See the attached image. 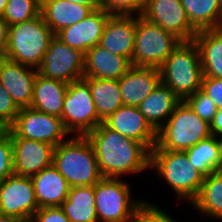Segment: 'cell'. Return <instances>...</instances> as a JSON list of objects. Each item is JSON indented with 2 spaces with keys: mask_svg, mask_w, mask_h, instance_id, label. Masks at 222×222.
<instances>
[{
  "mask_svg": "<svg viewBox=\"0 0 222 222\" xmlns=\"http://www.w3.org/2000/svg\"><path fill=\"white\" fill-rule=\"evenodd\" d=\"M133 222H178L170 216V213L161 210L154 203L145 201L139 204Z\"/></svg>",
  "mask_w": 222,
  "mask_h": 222,
  "instance_id": "836d02e7",
  "label": "cell"
},
{
  "mask_svg": "<svg viewBox=\"0 0 222 222\" xmlns=\"http://www.w3.org/2000/svg\"><path fill=\"white\" fill-rule=\"evenodd\" d=\"M103 123L124 137L144 144L150 151L156 145L157 132L140 113L138 107H119Z\"/></svg>",
  "mask_w": 222,
  "mask_h": 222,
  "instance_id": "2e32d148",
  "label": "cell"
},
{
  "mask_svg": "<svg viewBox=\"0 0 222 222\" xmlns=\"http://www.w3.org/2000/svg\"><path fill=\"white\" fill-rule=\"evenodd\" d=\"M102 177L121 178L150 170V150L142 143L108 128L103 122L88 132Z\"/></svg>",
  "mask_w": 222,
  "mask_h": 222,
  "instance_id": "6da1fadb",
  "label": "cell"
},
{
  "mask_svg": "<svg viewBox=\"0 0 222 222\" xmlns=\"http://www.w3.org/2000/svg\"><path fill=\"white\" fill-rule=\"evenodd\" d=\"M201 90L214 102L217 109L222 108V79L203 76Z\"/></svg>",
  "mask_w": 222,
  "mask_h": 222,
  "instance_id": "8d00e7d4",
  "label": "cell"
},
{
  "mask_svg": "<svg viewBox=\"0 0 222 222\" xmlns=\"http://www.w3.org/2000/svg\"><path fill=\"white\" fill-rule=\"evenodd\" d=\"M13 174L12 140L11 133L8 130L0 139V182Z\"/></svg>",
  "mask_w": 222,
  "mask_h": 222,
  "instance_id": "e575fe53",
  "label": "cell"
},
{
  "mask_svg": "<svg viewBox=\"0 0 222 222\" xmlns=\"http://www.w3.org/2000/svg\"><path fill=\"white\" fill-rule=\"evenodd\" d=\"M150 168L173 189L176 198L191 202L200 192L204 176L194 168L185 151L151 150Z\"/></svg>",
  "mask_w": 222,
  "mask_h": 222,
  "instance_id": "3957f363",
  "label": "cell"
},
{
  "mask_svg": "<svg viewBox=\"0 0 222 222\" xmlns=\"http://www.w3.org/2000/svg\"><path fill=\"white\" fill-rule=\"evenodd\" d=\"M110 16L101 8L96 9L82 21L59 31L56 36L68 46L85 54L90 48L99 45Z\"/></svg>",
  "mask_w": 222,
  "mask_h": 222,
  "instance_id": "e0dca14e",
  "label": "cell"
},
{
  "mask_svg": "<svg viewBox=\"0 0 222 222\" xmlns=\"http://www.w3.org/2000/svg\"><path fill=\"white\" fill-rule=\"evenodd\" d=\"M131 193L128 182L121 178L103 177L97 182L94 199L98 222H133L143 200L134 199Z\"/></svg>",
  "mask_w": 222,
  "mask_h": 222,
  "instance_id": "52a82bcc",
  "label": "cell"
},
{
  "mask_svg": "<svg viewBox=\"0 0 222 222\" xmlns=\"http://www.w3.org/2000/svg\"><path fill=\"white\" fill-rule=\"evenodd\" d=\"M52 165L70 187L94 186L103 177L92 144L86 136H71L54 147Z\"/></svg>",
  "mask_w": 222,
  "mask_h": 222,
  "instance_id": "7a4b0ae2",
  "label": "cell"
},
{
  "mask_svg": "<svg viewBox=\"0 0 222 222\" xmlns=\"http://www.w3.org/2000/svg\"><path fill=\"white\" fill-rule=\"evenodd\" d=\"M9 128L0 122V139L8 132Z\"/></svg>",
  "mask_w": 222,
  "mask_h": 222,
  "instance_id": "7bdbcfd3",
  "label": "cell"
},
{
  "mask_svg": "<svg viewBox=\"0 0 222 222\" xmlns=\"http://www.w3.org/2000/svg\"><path fill=\"white\" fill-rule=\"evenodd\" d=\"M68 84L37 73L30 108L61 117Z\"/></svg>",
  "mask_w": 222,
  "mask_h": 222,
  "instance_id": "cb8c5ba5",
  "label": "cell"
},
{
  "mask_svg": "<svg viewBox=\"0 0 222 222\" xmlns=\"http://www.w3.org/2000/svg\"><path fill=\"white\" fill-rule=\"evenodd\" d=\"M8 0H0V16L3 15Z\"/></svg>",
  "mask_w": 222,
  "mask_h": 222,
  "instance_id": "ee69618b",
  "label": "cell"
},
{
  "mask_svg": "<svg viewBox=\"0 0 222 222\" xmlns=\"http://www.w3.org/2000/svg\"><path fill=\"white\" fill-rule=\"evenodd\" d=\"M210 125V133L215 137L222 138V108L217 109Z\"/></svg>",
  "mask_w": 222,
  "mask_h": 222,
  "instance_id": "f35d334b",
  "label": "cell"
},
{
  "mask_svg": "<svg viewBox=\"0 0 222 222\" xmlns=\"http://www.w3.org/2000/svg\"><path fill=\"white\" fill-rule=\"evenodd\" d=\"M60 207L71 222H98L94 186L70 187Z\"/></svg>",
  "mask_w": 222,
  "mask_h": 222,
  "instance_id": "83f0119b",
  "label": "cell"
},
{
  "mask_svg": "<svg viewBox=\"0 0 222 222\" xmlns=\"http://www.w3.org/2000/svg\"><path fill=\"white\" fill-rule=\"evenodd\" d=\"M77 4H82L85 6H100V0H66Z\"/></svg>",
  "mask_w": 222,
  "mask_h": 222,
  "instance_id": "60d3db41",
  "label": "cell"
},
{
  "mask_svg": "<svg viewBox=\"0 0 222 222\" xmlns=\"http://www.w3.org/2000/svg\"><path fill=\"white\" fill-rule=\"evenodd\" d=\"M191 204L201 217L222 220V170L204 177L200 192Z\"/></svg>",
  "mask_w": 222,
  "mask_h": 222,
  "instance_id": "f546056e",
  "label": "cell"
},
{
  "mask_svg": "<svg viewBox=\"0 0 222 222\" xmlns=\"http://www.w3.org/2000/svg\"><path fill=\"white\" fill-rule=\"evenodd\" d=\"M31 180L39 208L61 206L66 200L70 186L53 165L33 175Z\"/></svg>",
  "mask_w": 222,
  "mask_h": 222,
  "instance_id": "7402d4cb",
  "label": "cell"
},
{
  "mask_svg": "<svg viewBox=\"0 0 222 222\" xmlns=\"http://www.w3.org/2000/svg\"><path fill=\"white\" fill-rule=\"evenodd\" d=\"M9 131L11 137L41 141L54 147L71 136L65 129L61 117L39 112L30 107L19 110Z\"/></svg>",
  "mask_w": 222,
  "mask_h": 222,
  "instance_id": "30bf717a",
  "label": "cell"
},
{
  "mask_svg": "<svg viewBox=\"0 0 222 222\" xmlns=\"http://www.w3.org/2000/svg\"><path fill=\"white\" fill-rule=\"evenodd\" d=\"M38 0H8L2 18L8 26L33 19L40 14Z\"/></svg>",
  "mask_w": 222,
  "mask_h": 222,
  "instance_id": "4dcf8cb0",
  "label": "cell"
},
{
  "mask_svg": "<svg viewBox=\"0 0 222 222\" xmlns=\"http://www.w3.org/2000/svg\"><path fill=\"white\" fill-rule=\"evenodd\" d=\"M37 69L22 65L2 56L0 84L6 89L19 109L30 107Z\"/></svg>",
  "mask_w": 222,
  "mask_h": 222,
  "instance_id": "9a60e30c",
  "label": "cell"
},
{
  "mask_svg": "<svg viewBox=\"0 0 222 222\" xmlns=\"http://www.w3.org/2000/svg\"><path fill=\"white\" fill-rule=\"evenodd\" d=\"M185 152L191 165L204 177L222 170V138L210 135Z\"/></svg>",
  "mask_w": 222,
  "mask_h": 222,
  "instance_id": "484cf974",
  "label": "cell"
},
{
  "mask_svg": "<svg viewBox=\"0 0 222 222\" xmlns=\"http://www.w3.org/2000/svg\"><path fill=\"white\" fill-rule=\"evenodd\" d=\"M100 6H85L66 0H44L40 13L47 26L56 35L62 29L85 19Z\"/></svg>",
  "mask_w": 222,
  "mask_h": 222,
  "instance_id": "ffe728a7",
  "label": "cell"
},
{
  "mask_svg": "<svg viewBox=\"0 0 222 222\" xmlns=\"http://www.w3.org/2000/svg\"><path fill=\"white\" fill-rule=\"evenodd\" d=\"M19 110L20 109L12 100L10 93L0 84V122L10 128L13 125Z\"/></svg>",
  "mask_w": 222,
  "mask_h": 222,
  "instance_id": "d590c367",
  "label": "cell"
},
{
  "mask_svg": "<svg viewBox=\"0 0 222 222\" xmlns=\"http://www.w3.org/2000/svg\"><path fill=\"white\" fill-rule=\"evenodd\" d=\"M0 222H24V221L15 217L0 215Z\"/></svg>",
  "mask_w": 222,
  "mask_h": 222,
  "instance_id": "b9f144b4",
  "label": "cell"
},
{
  "mask_svg": "<svg viewBox=\"0 0 222 222\" xmlns=\"http://www.w3.org/2000/svg\"><path fill=\"white\" fill-rule=\"evenodd\" d=\"M181 100L162 82L138 106L140 113L157 132Z\"/></svg>",
  "mask_w": 222,
  "mask_h": 222,
  "instance_id": "603a6c76",
  "label": "cell"
},
{
  "mask_svg": "<svg viewBox=\"0 0 222 222\" xmlns=\"http://www.w3.org/2000/svg\"><path fill=\"white\" fill-rule=\"evenodd\" d=\"M184 102L202 120L210 124L216 114L217 108L214 102L201 90H197L193 95L187 97Z\"/></svg>",
  "mask_w": 222,
  "mask_h": 222,
  "instance_id": "d6a6232c",
  "label": "cell"
},
{
  "mask_svg": "<svg viewBox=\"0 0 222 222\" xmlns=\"http://www.w3.org/2000/svg\"><path fill=\"white\" fill-rule=\"evenodd\" d=\"M159 70L161 82L181 101L201 89L203 70L194 40L181 41Z\"/></svg>",
  "mask_w": 222,
  "mask_h": 222,
  "instance_id": "277c9868",
  "label": "cell"
},
{
  "mask_svg": "<svg viewBox=\"0 0 222 222\" xmlns=\"http://www.w3.org/2000/svg\"><path fill=\"white\" fill-rule=\"evenodd\" d=\"M54 35L40 13L33 19L9 26L8 43L3 56L37 69Z\"/></svg>",
  "mask_w": 222,
  "mask_h": 222,
  "instance_id": "5b68a950",
  "label": "cell"
},
{
  "mask_svg": "<svg viewBox=\"0 0 222 222\" xmlns=\"http://www.w3.org/2000/svg\"><path fill=\"white\" fill-rule=\"evenodd\" d=\"M197 31L222 28V0H180Z\"/></svg>",
  "mask_w": 222,
  "mask_h": 222,
  "instance_id": "f1b7e54d",
  "label": "cell"
},
{
  "mask_svg": "<svg viewBox=\"0 0 222 222\" xmlns=\"http://www.w3.org/2000/svg\"><path fill=\"white\" fill-rule=\"evenodd\" d=\"M141 16L181 41H192L197 34L180 0H146Z\"/></svg>",
  "mask_w": 222,
  "mask_h": 222,
  "instance_id": "4fadbf2b",
  "label": "cell"
},
{
  "mask_svg": "<svg viewBox=\"0 0 222 222\" xmlns=\"http://www.w3.org/2000/svg\"><path fill=\"white\" fill-rule=\"evenodd\" d=\"M61 119L65 129L75 136H85L102 123L84 78L68 84Z\"/></svg>",
  "mask_w": 222,
  "mask_h": 222,
  "instance_id": "9c48e42d",
  "label": "cell"
},
{
  "mask_svg": "<svg viewBox=\"0 0 222 222\" xmlns=\"http://www.w3.org/2000/svg\"><path fill=\"white\" fill-rule=\"evenodd\" d=\"M8 35H9V26L4 21L2 16H0V55L3 56L7 43H8Z\"/></svg>",
  "mask_w": 222,
  "mask_h": 222,
  "instance_id": "ab89813d",
  "label": "cell"
},
{
  "mask_svg": "<svg viewBox=\"0 0 222 222\" xmlns=\"http://www.w3.org/2000/svg\"><path fill=\"white\" fill-rule=\"evenodd\" d=\"M11 140L15 175L32 177L52 165L54 146L20 137H11Z\"/></svg>",
  "mask_w": 222,
  "mask_h": 222,
  "instance_id": "5bb4252c",
  "label": "cell"
},
{
  "mask_svg": "<svg viewBox=\"0 0 222 222\" xmlns=\"http://www.w3.org/2000/svg\"><path fill=\"white\" fill-rule=\"evenodd\" d=\"M89 84L99 119L103 122L119 107L124 106L119 81L116 79H100L83 77Z\"/></svg>",
  "mask_w": 222,
  "mask_h": 222,
  "instance_id": "4316f807",
  "label": "cell"
},
{
  "mask_svg": "<svg viewBox=\"0 0 222 222\" xmlns=\"http://www.w3.org/2000/svg\"><path fill=\"white\" fill-rule=\"evenodd\" d=\"M136 27L137 16L111 15L105 24L99 46L125 57L131 63Z\"/></svg>",
  "mask_w": 222,
  "mask_h": 222,
  "instance_id": "ac0fdd59",
  "label": "cell"
},
{
  "mask_svg": "<svg viewBox=\"0 0 222 222\" xmlns=\"http://www.w3.org/2000/svg\"><path fill=\"white\" fill-rule=\"evenodd\" d=\"M193 40L199 49L203 76L222 79V28L199 31Z\"/></svg>",
  "mask_w": 222,
  "mask_h": 222,
  "instance_id": "d4e9b609",
  "label": "cell"
},
{
  "mask_svg": "<svg viewBox=\"0 0 222 222\" xmlns=\"http://www.w3.org/2000/svg\"><path fill=\"white\" fill-rule=\"evenodd\" d=\"M118 81L124 105L138 107L160 84L161 73L153 67L131 65Z\"/></svg>",
  "mask_w": 222,
  "mask_h": 222,
  "instance_id": "d6986e66",
  "label": "cell"
},
{
  "mask_svg": "<svg viewBox=\"0 0 222 222\" xmlns=\"http://www.w3.org/2000/svg\"><path fill=\"white\" fill-rule=\"evenodd\" d=\"M130 66L125 57L96 45L85 53L84 77L118 80Z\"/></svg>",
  "mask_w": 222,
  "mask_h": 222,
  "instance_id": "44dd1931",
  "label": "cell"
},
{
  "mask_svg": "<svg viewBox=\"0 0 222 222\" xmlns=\"http://www.w3.org/2000/svg\"><path fill=\"white\" fill-rule=\"evenodd\" d=\"M30 222H71L60 206L39 208Z\"/></svg>",
  "mask_w": 222,
  "mask_h": 222,
  "instance_id": "74e56055",
  "label": "cell"
},
{
  "mask_svg": "<svg viewBox=\"0 0 222 222\" xmlns=\"http://www.w3.org/2000/svg\"><path fill=\"white\" fill-rule=\"evenodd\" d=\"M146 0H100V8L110 15H142Z\"/></svg>",
  "mask_w": 222,
  "mask_h": 222,
  "instance_id": "1f68e13d",
  "label": "cell"
},
{
  "mask_svg": "<svg viewBox=\"0 0 222 222\" xmlns=\"http://www.w3.org/2000/svg\"><path fill=\"white\" fill-rule=\"evenodd\" d=\"M210 135V125L181 101L157 131L152 150L186 151Z\"/></svg>",
  "mask_w": 222,
  "mask_h": 222,
  "instance_id": "8992f818",
  "label": "cell"
},
{
  "mask_svg": "<svg viewBox=\"0 0 222 222\" xmlns=\"http://www.w3.org/2000/svg\"><path fill=\"white\" fill-rule=\"evenodd\" d=\"M85 54L74 49L56 35L43 55L37 73L66 84L83 79Z\"/></svg>",
  "mask_w": 222,
  "mask_h": 222,
  "instance_id": "8fae6325",
  "label": "cell"
},
{
  "mask_svg": "<svg viewBox=\"0 0 222 222\" xmlns=\"http://www.w3.org/2000/svg\"><path fill=\"white\" fill-rule=\"evenodd\" d=\"M38 209L31 177L13 174L0 182V215L30 222Z\"/></svg>",
  "mask_w": 222,
  "mask_h": 222,
  "instance_id": "7c38bea8",
  "label": "cell"
},
{
  "mask_svg": "<svg viewBox=\"0 0 222 222\" xmlns=\"http://www.w3.org/2000/svg\"><path fill=\"white\" fill-rule=\"evenodd\" d=\"M180 43L175 35L139 15L131 65L160 69Z\"/></svg>",
  "mask_w": 222,
  "mask_h": 222,
  "instance_id": "ba28073f",
  "label": "cell"
}]
</instances>
